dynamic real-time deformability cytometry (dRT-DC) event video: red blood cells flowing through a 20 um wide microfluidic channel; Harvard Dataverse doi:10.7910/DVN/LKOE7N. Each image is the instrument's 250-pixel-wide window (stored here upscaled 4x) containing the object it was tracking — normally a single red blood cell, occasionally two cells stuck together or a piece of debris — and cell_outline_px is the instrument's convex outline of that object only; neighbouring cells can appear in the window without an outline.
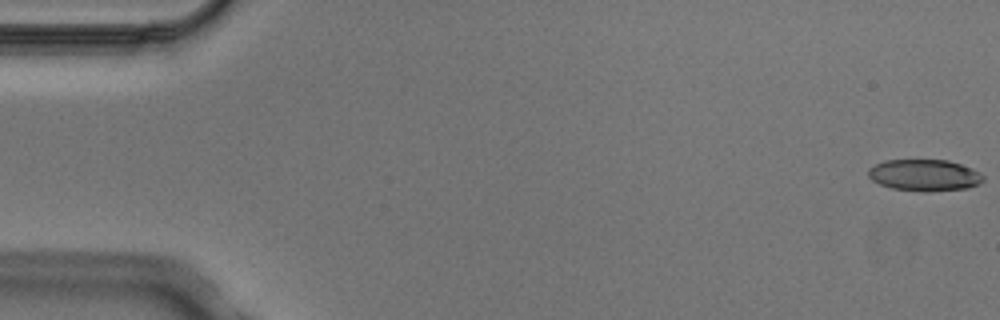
{"species": "Egyptian fruit bat (a non-hibernating species)", "species_latin": "Rousettus aegyptiacus", "temperature_condition": "cold", "stored_images_in_passage": 5, "camera_frame_rate_fps": 3000, "um_per_image_px": 0.085, "animal": {"sex": "male"}, "frame": {"image": 1, "passage_image": 1, "time_ms": 0.0, "image_size_px": [1000, 320], "cell_outline_px": [[984, 180], [980, 184], [968, 188], [924, 192], [892, 188], [880, 184], [872, 180], [868, 176], [868, 168], [884, 160], [948, 160], [972, 168], [980, 172], [984, 176]], "centroid_in_image_um": [78.59, 14.89], "position_along_channel_um": 6.4, "area_um2": 21.27}}
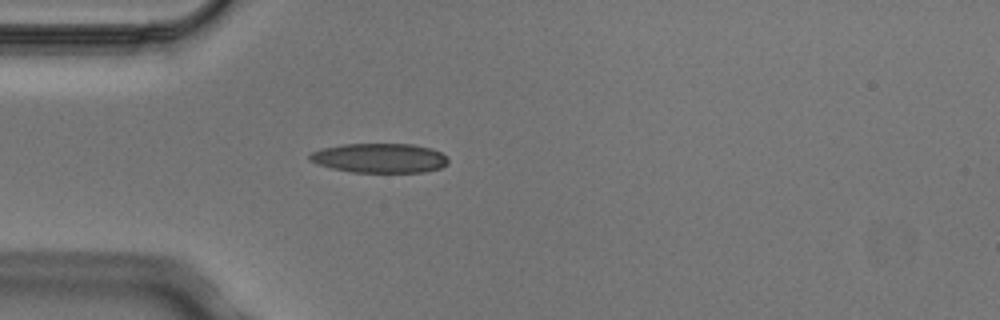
{"frame": {"image": 2, "passage_image": 5, "time_ms": 1.333, "image_size_px": [1000, 320], "cell_outline_px": [[448, 164], [440, 168], [424, 172], [352, 172], [332, 168], [316, 164], [308, 160], [308, 156], [312, 152], [320, 148], [344, 144], [412, 144], [432, 148], [448, 156]], "centroid_in_image_um": [32.26, 13.43], "position_along_channel_um": 52.7, "area_um2": 23.99}}